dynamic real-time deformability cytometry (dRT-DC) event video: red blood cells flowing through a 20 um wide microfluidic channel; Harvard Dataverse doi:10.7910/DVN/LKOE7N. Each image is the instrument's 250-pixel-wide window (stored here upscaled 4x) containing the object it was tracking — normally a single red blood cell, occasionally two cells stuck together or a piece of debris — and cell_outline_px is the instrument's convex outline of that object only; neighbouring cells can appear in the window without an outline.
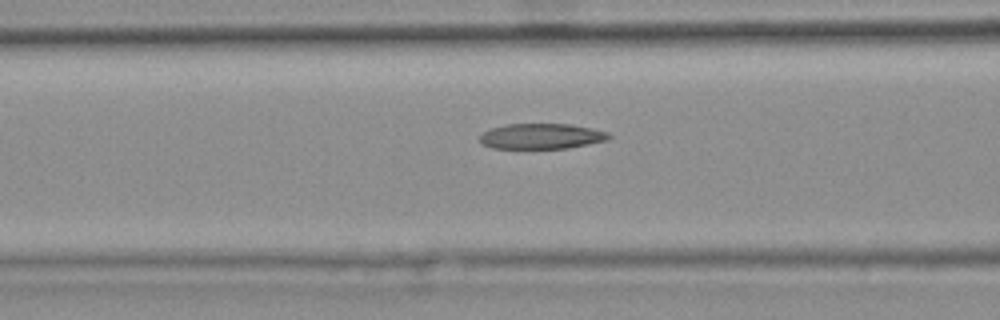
{"species": "common noctule bat (a hibernating species)", "species_latin": "Nyctalus noctula", "temperature_condition": "warm", "stored_images_in_passage": 48, "camera_frame_rate_fps": 3000, "um_per_image_px": 0.085, "animal": {"sex": "female", "body_mass_g": 25.1}, "frame": {"image": 1, "passage_image": 21, "time_ms": 6.667, "image_size_px": [1000, 320], "cell_outline_px": [[612, 136], [608, 140], [568, 148], [492, 148], [484, 144], [480, 140], [480, 136], [488, 128], [508, 124], [572, 124], [592, 128], [608, 132]], "centroid_in_image_um": [46.05, 11.57], "position_along_channel_um": 120.5, "area_um2": 19.13}, "authors_computed_cell_mechanics": {"area_um2": 19.9699, "velocity_mm_per_s": 3.7767, "shape_relaxation_time_tau1_ms": null, "shape_relaxation_time_tau2_ms": 2.5047, "deformation_change_tau1": null, "deformation_change_tau2": 0.1098}}